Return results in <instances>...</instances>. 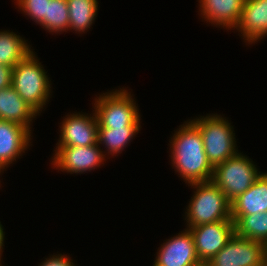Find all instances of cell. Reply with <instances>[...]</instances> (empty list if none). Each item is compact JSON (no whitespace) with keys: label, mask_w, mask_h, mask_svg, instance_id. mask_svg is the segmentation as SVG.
I'll use <instances>...</instances> for the list:
<instances>
[{"label":"cell","mask_w":267,"mask_h":266,"mask_svg":"<svg viewBox=\"0 0 267 266\" xmlns=\"http://www.w3.org/2000/svg\"><path fill=\"white\" fill-rule=\"evenodd\" d=\"M231 219L234 221L236 235L267 245V211L251 215H231Z\"/></svg>","instance_id":"20"},{"label":"cell","mask_w":267,"mask_h":266,"mask_svg":"<svg viewBox=\"0 0 267 266\" xmlns=\"http://www.w3.org/2000/svg\"><path fill=\"white\" fill-rule=\"evenodd\" d=\"M4 239H5V232H4L3 225L0 222V266H3L1 264V259H2V253H3V248H4Z\"/></svg>","instance_id":"25"},{"label":"cell","mask_w":267,"mask_h":266,"mask_svg":"<svg viewBox=\"0 0 267 266\" xmlns=\"http://www.w3.org/2000/svg\"><path fill=\"white\" fill-rule=\"evenodd\" d=\"M69 11L68 31L87 32L93 25L98 12V0H67Z\"/></svg>","instance_id":"19"},{"label":"cell","mask_w":267,"mask_h":266,"mask_svg":"<svg viewBox=\"0 0 267 266\" xmlns=\"http://www.w3.org/2000/svg\"><path fill=\"white\" fill-rule=\"evenodd\" d=\"M32 131L18 123L0 120V169L2 171L10 164H14L13 162L32 145L30 142L33 137Z\"/></svg>","instance_id":"12"},{"label":"cell","mask_w":267,"mask_h":266,"mask_svg":"<svg viewBox=\"0 0 267 266\" xmlns=\"http://www.w3.org/2000/svg\"><path fill=\"white\" fill-rule=\"evenodd\" d=\"M198 13L214 27L234 30L240 20L245 0H199Z\"/></svg>","instance_id":"14"},{"label":"cell","mask_w":267,"mask_h":266,"mask_svg":"<svg viewBox=\"0 0 267 266\" xmlns=\"http://www.w3.org/2000/svg\"><path fill=\"white\" fill-rule=\"evenodd\" d=\"M22 13L32 19L36 24H41L47 18L48 3L50 0H14Z\"/></svg>","instance_id":"22"},{"label":"cell","mask_w":267,"mask_h":266,"mask_svg":"<svg viewBox=\"0 0 267 266\" xmlns=\"http://www.w3.org/2000/svg\"><path fill=\"white\" fill-rule=\"evenodd\" d=\"M13 67L0 64V89L11 86Z\"/></svg>","instance_id":"24"},{"label":"cell","mask_w":267,"mask_h":266,"mask_svg":"<svg viewBox=\"0 0 267 266\" xmlns=\"http://www.w3.org/2000/svg\"><path fill=\"white\" fill-rule=\"evenodd\" d=\"M180 232L161 244L153 266H204L196 254L191 232L186 228Z\"/></svg>","instance_id":"11"},{"label":"cell","mask_w":267,"mask_h":266,"mask_svg":"<svg viewBox=\"0 0 267 266\" xmlns=\"http://www.w3.org/2000/svg\"><path fill=\"white\" fill-rule=\"evenodd\" d=\"M39 115L31 108L12 87L0 89V120L12 121L29 130L32 120Z\"/></svg>","instance_id":"15"},{"label":"cell","mask_w":267,"mask_h":266,"mask_svg":"<svg viewBox=\"0 0 267 266\" xmlns=\"http://www.w3.org/2000/svg\"><path fill=\"white\" fill-rule=\"evenodd\" d=\"M102 150L103 148L101 149L98 144L85 147H56L51 165H54L52 167L56 168L58 172L60 170L70 174L76 173V175L90 172L102 164L104 165L106 156Z\"/></svg>","instance_id":"8"},{"label":"cell","mask_w":267,"mask_h":266,"mask_svg":"<svg viewBox=\"0 0 267 266\" xmlns=\"http://www.w3.org/2000/svg\"><path fill=\"white\" fill-rule=\"evenodd\" d=\"M189 120L199 129L205 154L213 168L239 152L235 131L228 118L216 113Z\"/></svg>","instance_id":"4"},{"label":"cell","mask_w":267,"mask_h":266,"mask_svg":"<svg viewBox=\"0 0 267 266\" xmlns=\"http://www.w3.org/2000/svg\"><path fill=\"white\" fill-rule=\"evenodd\" d=\"M25 38L10 30L0 31V64L14 67L32 51Z\"/></svg>","instance_id":"18"},{"label":"cell","mask_w":267,"mask_h":266,"mask_svg":"<svg viewBox=\"0 0 267 266\" xmlns=\"http://www.w3.org/2000/svg\"><path fill=\"white\" fill-rule=\"evenodd\" d=\"M40 26L52 35L68 31L69 11L67 0H50L47 9V18Z\"/></svg>","instance_id":"21"},{"label":"cell","mask_w":267,"mask_h":266,"mask_svg":"<svg viewBox=\"0 0 267 266\" xmlns=\"http://www.w3.org/2000/svg\"><path fill=\"white\" fill-rule=\"evenodd\" d=\"M140 129V124H131L128 127L98 128L97 144L100 147L105 146V151H103L105 156L112 155L114 157L124 151V148L131 143L130 141L139 133Z\"/></svg>","instance_id":"17"},{"label":"cell","mask_w":267,"mask_h":266,"mask_svg":"<svg viewBox=\"0 0 267 266\" xmlns=\"http://www.w3.org/2000/svg\"><path fill=\"white\" fill-rule=\"evenodd\" d=\"M36 55L32 51L13 67L11 86L40 115L50 101L52 86L50 77Z\"/></svg>","instance_id":"2"},{"label":"cell","mask_w":267,"mask_h":266,"mask_svg":"<svg viewBox=\"0 0 267 266\" xmlns=\"http://www.w3.org/2000/svg\"><path fill=\"white\" fill-rule=\"evenodd\" d=\"M267 211V173H263L244 193L231 201V215H251Z\"/></svg>","instance_id":"16"},{"label":"cell","mask_w":267,"mask_h":266,"mask_svg":"<svg viewBox=\"0 0 267 266\" xmlns=\"http://www.w3.org/2000/svg\"><path fill=\"white\" fill-rule=\"evenodd\" d=\"M246 44H255L267 35V0H245L240 20L234 28Z\"/></svg>","instance_id":"13"},{"label":"cell","mask_w":267,"mask_h":266,"mask_svg":"<svg viewBox=\"0 0 267 266\" xmlns=\"http://www.w3.org/2000/svg\"><path fill=\"white\" fill-rule=\"evenodd\" d=\"M74 112L65 115L60 123V138L56 147H85L97 144L99 123L96 113Z\"/></svg>","instance_id":"10"},{"label":"cell","mask_w":267,"mask_h":266,"mask_svg":"<svg viewBox=\"0 0 267 266\" xmlns=\"http://www.w3.org/2000/svg\"><path fill=\"white\" fill-rule=\"evenodd\" d=\"M96 97L93 109L99 123L98 128L128 127L141 123L138 105L136 106L137 103L127 88L107 90Z\"/></svg>","instance_id":"5"},{"label":"cell","mask_w":267,"mask_h":266,"mask_svg":"<svg viewBox=\"0 0 267 266\" xmlns=\"http://www.w3.org/2000/svg\"><path fill=\"white\" fill-rule=\"evenodd\" d=\"M188 186L195 191L185 211L186 228L231 219V202L212 181Z\"/></svg>","instance_id":"3"},{"label":"cell","mask_w":267,"mask_h":266,"mask_svg":"<svg viewBox=\"0 0 267 266\" xmlns=\"http://www.w3.org/2000/svg\"><path fill=\"white\" fill-rule=\"evenodd\" d=\"M186 229L192 234L196 254L203 265L215 256L235 234L232 219Z\"/></svg>","instance_id":"9"},{"label":"cell","mask_w":267,"mask_h":266,"mask_svg":"<svg viewBox=\"0 0 267 266\" xmlns=\"http://www.w3.org/2000/svg\"><path fill=\"white\" fill-rule=\"evenodd\" d=\"M38 266H76L73 263L71 257L65 254H56L50 255L49 257L45 258Z\"/></svg>","instance_id":"23"},{"label":"cell","mask_w":267,"mask_h":266,"mask_svg":"<svg viewBox=\"0 0 267 266\" xmlns=\"http://www.w3.org/2000/svg\"><path fill=\"white\" fill-rule=\"evenodd\" d=\"M169 142L171 164L186 184L211 181L214 168L205 154L202 135L190 120L175 130Z\"/></svg>","instance_id":"1"},{"label":"cell","mask_w":267,"mask_h":266,"mask_svg":"<svg viewBox=\"0 0 267 266\" xmlns=\"http://www.w3.org/2000/svg\"><path fill=\"white\" fill-rule=\"evenodd\" d=\"M256 166L251 158L240 151L214 168L211 181L231 202L250 188L262 174Z\"/></svg>","instance_id":"6"},{"label":"cell","mask_w":267,"mask_h":266,"mask_svg":"<svg viewBox=\"0 0 267 266\" xmlns=\"http://www.w3.org/2000/svg\"><path fill=\"white\" fill-rule=\"evenodd\" d=\"M204 266H267V245L234 234Z\"/></svg>","instance_id":"7"}]
</instances>
